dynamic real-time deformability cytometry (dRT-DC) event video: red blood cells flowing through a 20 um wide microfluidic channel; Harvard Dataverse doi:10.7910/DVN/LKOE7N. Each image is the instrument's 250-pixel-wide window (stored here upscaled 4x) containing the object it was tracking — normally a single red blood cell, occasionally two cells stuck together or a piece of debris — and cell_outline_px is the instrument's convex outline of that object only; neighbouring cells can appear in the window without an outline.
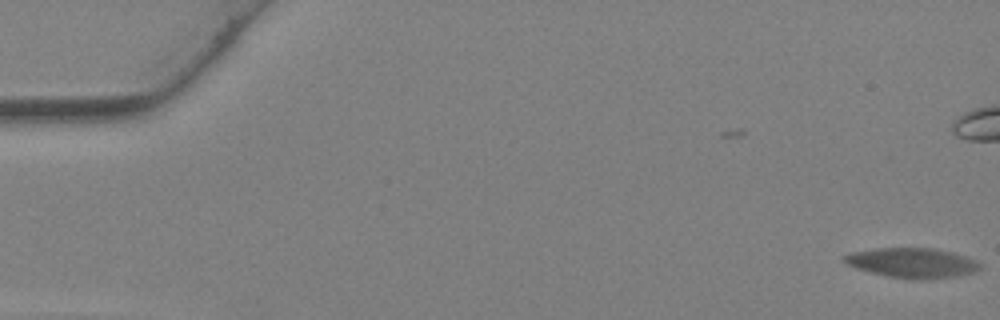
{"species": "Egyptian fruit bat (a non-hibernating species)", "species_latin": "Rousettus aegyptiacus", "temperature_condition": "warm", "stored_images_in_passage": 3, "camera_frame_rate_fps": 3000, "um_per_image_px": 0.085, "animal": {"sex": "female"}, "frame": {"image": 1, "passage_image": 3, "time_ms": 0.667, "image_size_px": [1000, 320], "cell_outline_px": [[980, 268], [972, 272], [956, 276], [916, 280], [912, 280], [888, 276], [856, 268], [844, 264], [840, 260], [844, 256], [852, 252], [876, 248], [936, 248], [952, 252], [976, 260], [980, 264]], "centroid_in_image_um": [77.49, 22.34], "position_along_channel_um": 7.5, "area_um2": 23.58}}